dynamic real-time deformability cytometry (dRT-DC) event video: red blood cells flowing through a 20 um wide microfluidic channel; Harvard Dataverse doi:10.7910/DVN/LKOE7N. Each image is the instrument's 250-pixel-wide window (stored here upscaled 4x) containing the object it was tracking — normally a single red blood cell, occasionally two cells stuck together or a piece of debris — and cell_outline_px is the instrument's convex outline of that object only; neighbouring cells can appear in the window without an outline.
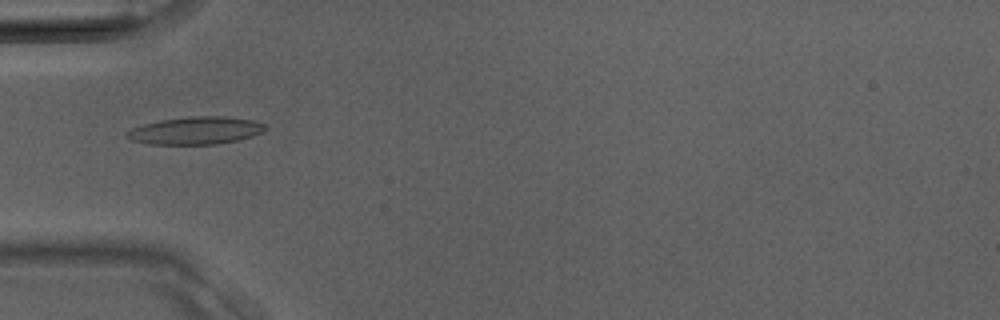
{"species": "Egyptian fruit bat (a non-hibernating species)", "species_latin": "Rousettus aegyptiacus", "temperature_condition": "room temperature", "stored_images_in_passage": 38, "camera_frame_rate_fps": 3000, "um_per_image_px": 0.085, "animal": {"sex": "male"}, "frame": {"image": 1, "passage_image": 13, "time_ms": 4.0, "image_size_px": [1000, 320], "cell_outline_px": [[268, 128], [252, 136], [236, 140], [216, 144], [148, 144], [132, 140], [124, 132], [132, 128], [144, 124], [160, 120], [188, 116], [224, 116], [252, 120], [264, 124]], "centroid_in_image_um": [16.61, 11.09], "position_along_channel_um": 68.4, "area_um2": 22.08}}
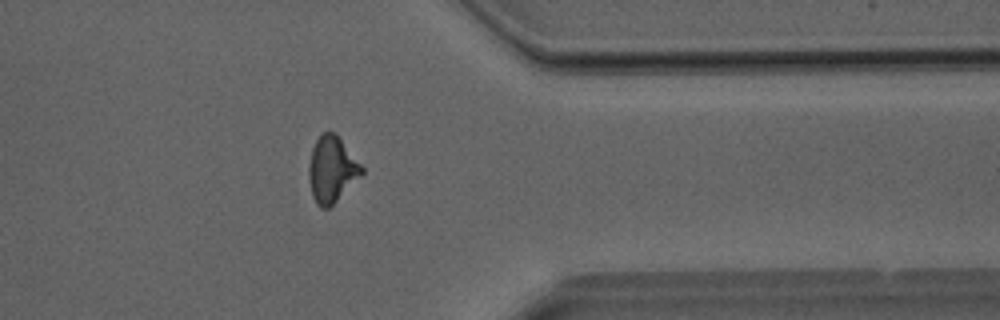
{"frame": {"image": 2, "passage_image": 31, "time_ms": 10.0, "image_size_px": [1000, 320], "cell_outline_px": [[364, 172], [328, 208], [320, 208], [316, 204], [312, 196], [308, 176], [308, 168], [312, 148], [316, 140], [324, 132], [336, 132], [364, 168]], "centroid_in_image_um": [28.19, 14.38], "position_along_channel_um": 383.2, "area_um2": 20.17}}
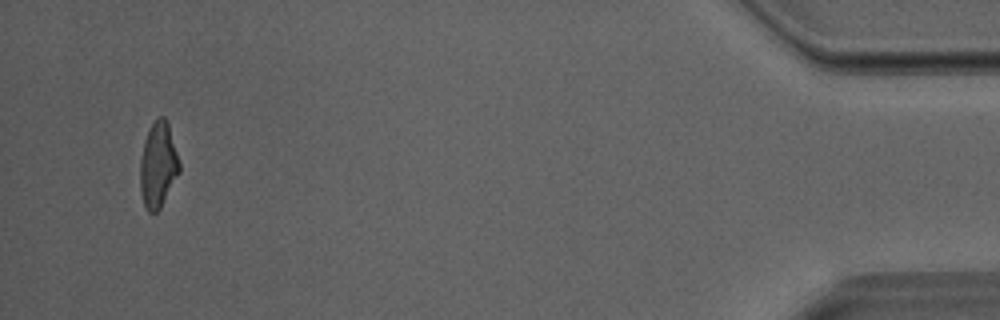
{"frame": {"image": 3, "passage_image": 37, "time_ms": 12.0, "image_size_px": [1000, 320], "cell_outline_px": [[180, 172], [160, 208], [156, 212], [148, 212], [144, 208], [140, 192], [140, 160], [144, 140], [152, 124], [160, 116], [164, 116], [168, 124], [180, 160]], "centroid_in_image_um": [13.44, 14.06], "position_along_channel_um": 421.8, "area_um2": 19.59}}